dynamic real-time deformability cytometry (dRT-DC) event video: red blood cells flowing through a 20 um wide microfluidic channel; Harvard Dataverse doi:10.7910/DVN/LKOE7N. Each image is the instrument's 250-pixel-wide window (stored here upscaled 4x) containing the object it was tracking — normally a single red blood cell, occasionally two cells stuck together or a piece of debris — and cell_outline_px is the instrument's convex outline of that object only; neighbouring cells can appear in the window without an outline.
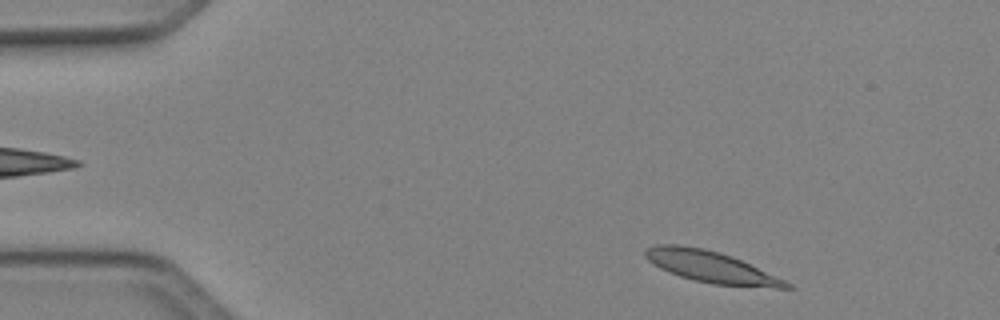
{"species": "Egyptian fruit bat (a non-hibernating species)", "species_latin": "Rousettus aegyptiacus", "temperature_condition": "cold", "stored_images_in_passage": 45, "camera_frame_rate_fps": 3000, "um_per_image_px": 0.085, "animal": {"sex": "female"}, "frame": {"image": 1, "passage_image": 2, "time_ms": 0.333, "image_size_px": [1000, 320], "cell_outline_px": [[796, 288], [776, 288], [712, 284], [680, 276], [668, 272], [660, 268], [648, 260], [644, 256], [644, 252], [648, 248], [656, 244], [676, 244], [704, 248], [720, 252], [732, 256], [784, 280], [792, 284]], "centroid_in_image_um": [60.42, 22.68], "position_along_channel_um": 24.6, "area_um2": 25.66}}
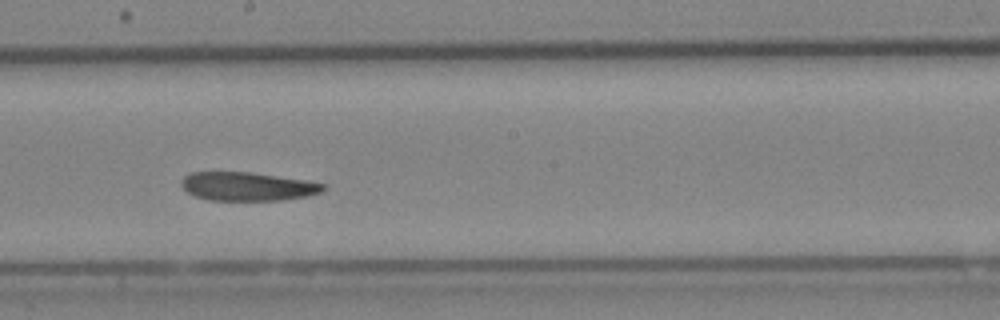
{"frame": {"image": 2, "passage_image": 23, "time_ms": 7.333, "image_size_px": [1000, 320], "cell_outline_px": [[324, 188], [320, 192], [308, 196], [280, 200], [208, 200], [196, 196], [188, 192], [180, 184], [180, 180], [184, 176], [192, 172], [252, 172], [304, 180], [324, 184]], "centroid_in_image_um": [21.0, 15.84], "position_along_channel_um": 227.2, "area_um2": 23.47}}
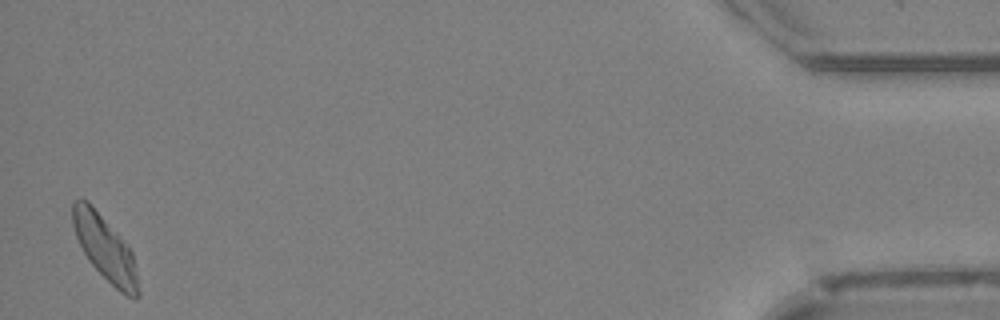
{"frame": {"image": 3, "passage_image": 44, "time_ms": 14.333, "image_size_px": [1000, 320], "cell_outline_px": [[140, 296], [136, 300], [120, 292], [92, 264], [84, 252], [76, 236], [72, 224], [72, 204], [76, 200], [88, 200], [132, 252], [140, 292]], "centroid_in_image_um": [8.93, 21.13], "position_along_channel_um": 426.3, "area_um2": 23.99}}